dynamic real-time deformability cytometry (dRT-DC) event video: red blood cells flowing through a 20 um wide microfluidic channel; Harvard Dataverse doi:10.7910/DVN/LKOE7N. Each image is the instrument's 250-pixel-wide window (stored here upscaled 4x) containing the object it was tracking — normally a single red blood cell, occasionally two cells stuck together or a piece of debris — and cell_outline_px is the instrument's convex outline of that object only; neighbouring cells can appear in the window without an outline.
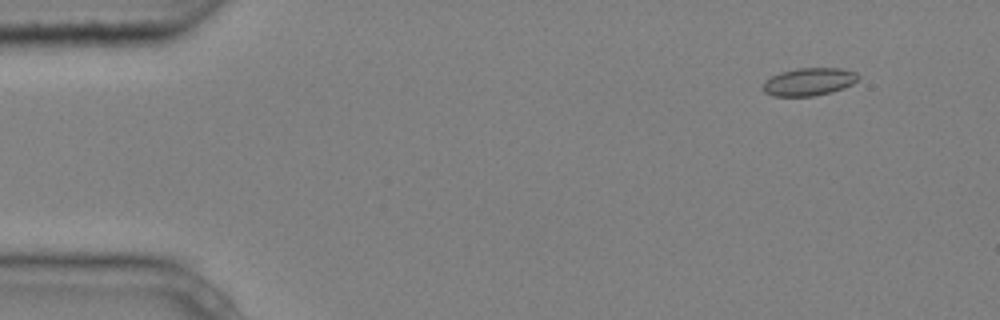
{"species": "common noctule bat (a hibernating species)", "species_latin": "Nyctalus noctula", "temperature_condition": "cold", "stored_images_in_passage": 5, "camera_frame_rate_fps": 3000, "um_per_image_px": 0.085, "animal": {"sex": "male", "body_mass_g": 20.4}, "frame": {"image": 1, "passage_image": 2, "time_ms": 0.333, "image_size_px": [1000, 320], "cell_outline_px": [[860, 76], [852, 84], [844, 88], [832, 92], [812, 96], [772, 96], [764, 92], [764, 84], [772, 76], [780, 72], [796, 68], [840, 68], [856, 72]], "centroid_in_image_um": [68.79, 6.95], "position_along_channel_um": 16.2, "area_um2": 15.32}}
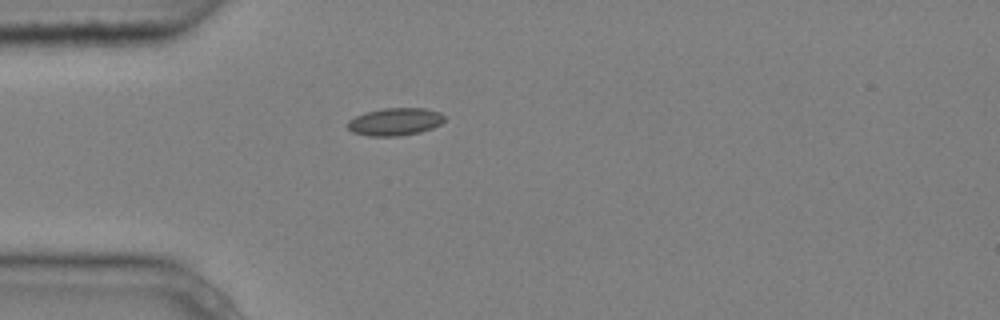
{"frame": {"image": 2, "passage_image": 5, "time_ms": 1.333, "image_size_px": [1000, 320], "cell_outline_px": [[444, 120], [440, 124], [432, 128], [420, 132], [400, 136], [368, 136], [352, 132], [348, 128], [348, 120], [364, 112], [384, 108], [424, 108], [440, 112], [444, 116]], "centroid_in_image_um": [33.57, 10.34], "position_along_channel_um": 51.4, "area_um2": 15.61}}